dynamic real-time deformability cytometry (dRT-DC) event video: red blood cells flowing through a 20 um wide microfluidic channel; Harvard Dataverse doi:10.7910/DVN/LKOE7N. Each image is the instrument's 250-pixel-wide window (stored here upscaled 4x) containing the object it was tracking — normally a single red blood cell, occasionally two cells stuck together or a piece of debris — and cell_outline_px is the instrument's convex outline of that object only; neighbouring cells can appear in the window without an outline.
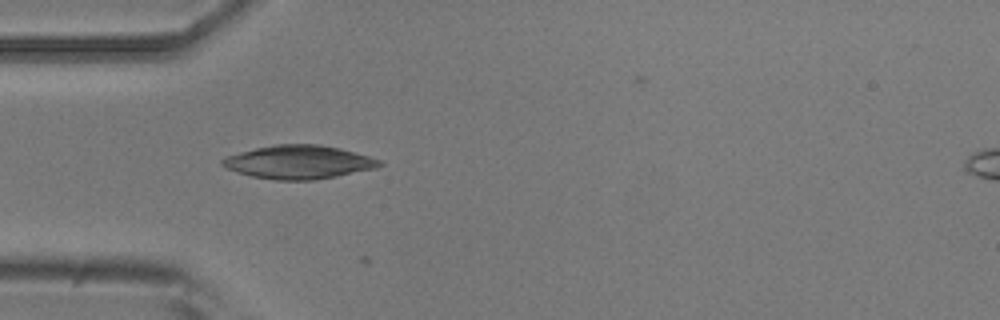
{"species": "common noctule bat (a hibernating species)", "species_latin": "Nyctalus noctula", "temperature_condition": "room temperature", "stored_images_in_passage": 6, "camera_frame_rate_fps": 3000, "um_per_image_px": 0.085, "animal": {"sex": "male", "body_mass_g": 20.5, "forearm_length_mm": 52.5}, "frame": {"image": 1, "passage_image": 5, "time_ms": 4.667, "image_size_px": [1000, 320], "cell_outline_px": [[384, 164], [376, 168], [316, 180], [276, 180], [252, 176], [228, 168], [220, 164], [220, 160], [228, 156], [256, 148], [272, 144], [320, 144], [340, 148], [368, 156], [380, 160]], "centroid_in_image_um": [25.42, 13.77], "position_along_channel_um": 59.6, "area_um2": 30.4}}
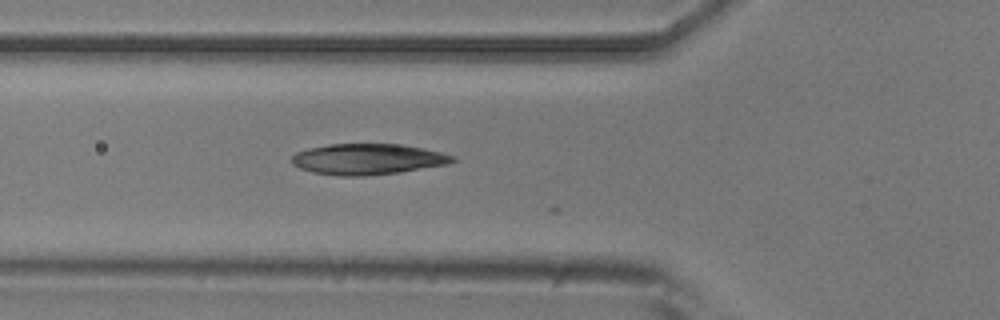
{"frame": {"image": 2, "passage_image": 6, "time_ms": 5.667, "image_size_px": [1000, 320], "cell_outline_px": [[456, 160], [448, 164], [400, 172], [364, 176], [340, 176], [312, 172], [300, 168], [292, 164], [292, 156], [296, 152], [308, 148], [328, 144], [400, 144], [424, 148], [456, 156]], "centroid_in_image_um": [31.26, 13.53], "position_along_channel_um": 94.5, "area_um2": 29.02}}